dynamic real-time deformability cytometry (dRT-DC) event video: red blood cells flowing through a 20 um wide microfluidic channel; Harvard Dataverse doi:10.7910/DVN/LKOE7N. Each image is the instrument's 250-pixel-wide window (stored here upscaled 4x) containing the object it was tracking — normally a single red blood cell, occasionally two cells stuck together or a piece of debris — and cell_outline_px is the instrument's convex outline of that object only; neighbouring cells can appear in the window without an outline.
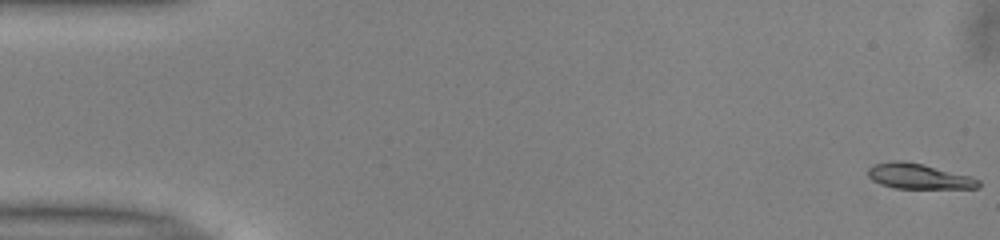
{"species": "common noctule bat (a hibernating species)", "species_latin": "Nyctalus noctula", "temperature_condition": "warm", "stored_images_in_passage": 51, "camera_frame_rate_fps": 3000, "um_per_image_px": 0.085, "animal": {"sex": "male", "body_mass_g": 13.0, "forearm_length_mm": 53.1}, "frame": {"image": 1, "passage_image": 1, "time_ms": 0.0, "image_size_px": [1000, 240], "cell_outline_px": [[980, 188], [896, 188], [880, 184], [872, 180], [868, 176], [868, 168], [876, 164], [896, 160], [900, 160], [924, 164], [972, 176], [980, 180]], "centroid_in_image_um": [78.12, 14.98], "position_along_channel_um": 6.9, "area_um2": 16.3}}
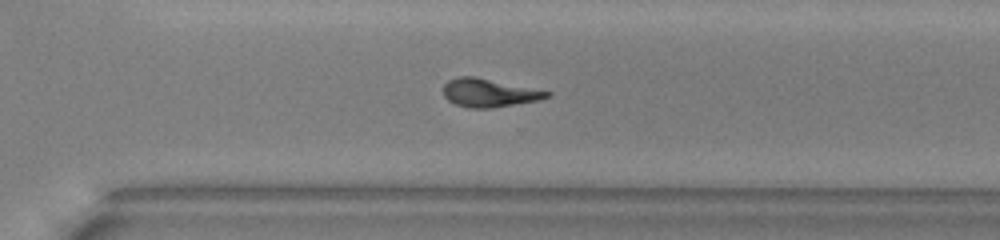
{"frame": {"image": 2, "passage_image": 36, "time_ms": 11.667, "image_size_px": [1000, 240], "cell_outline_px": [[552, 92], [548, 96], [540, 100], [492, 108], [468, 108], [456, 104], [448, 100], [444, 96], [444, 84], [448, 80], [456, 76], [476, 76]], "centroid_in_image_um": [41.55, 7.88], "position_along_channel_um": 329.1, "area_um2": 17.11}}
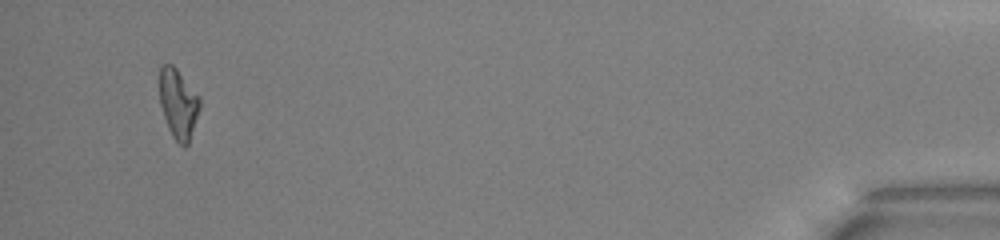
{"frame": {"image": 3, "passage_image": 49, "time_ms": 16.0, "image_size_px": [1000, 240], "cell_outline_px": [[200, 108], [188, 144], [184, 148], [172, 136], [168, 128], [160, 104], [160, 64], [172, 64], [176, 68], [200, 96]], "centroid_in_image_um": [15.16, 8.81], "position_along_channel_um": 420.0, "area_um2": 16.3}, "authors_computed_cell_mechanics": {"area_um2": 16.8198, "velocity_mm_per_s": 4.0142, "shape_relaxation_time_tau1_ms": 4.5552, "shape_relaxation_time_tau2_ms": 2.4889, "deformation_change_tau1": 0.2022, "deformation_change_tau2": 0.0888}}